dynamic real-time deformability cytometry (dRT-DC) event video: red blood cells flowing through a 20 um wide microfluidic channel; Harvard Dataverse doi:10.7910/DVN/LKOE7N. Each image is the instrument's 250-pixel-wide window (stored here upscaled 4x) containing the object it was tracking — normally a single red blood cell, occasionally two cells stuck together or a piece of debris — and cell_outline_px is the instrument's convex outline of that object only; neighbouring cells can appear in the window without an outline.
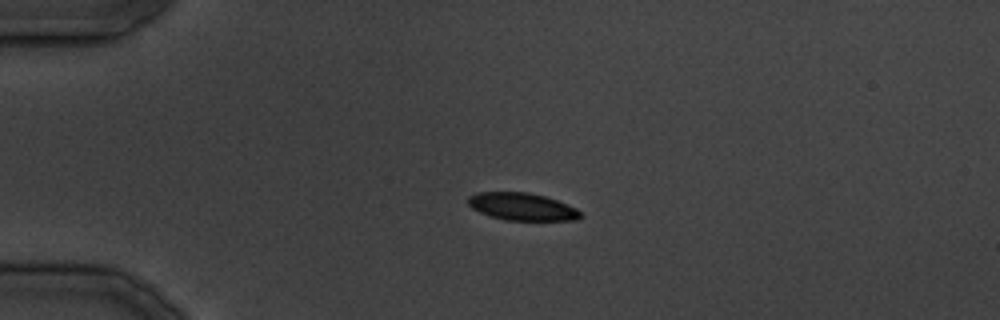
{"species": "common noctule bat (a hibernating species)", "species_latin": "Nyctalus noctula", "temperature_condition": "cold", "stored_images_in_passage": 38, "segment_of_instrument_passage": [1, 2], "camera_frame_rate_fps": 3000, "um_per_image_px": 0.085, "animal": {"sex": "male", "body_mass_g": 19.5, "forearm_length_mm": 54.6}, "frame": {"image": 1, "passage_image": 9, "time_ms": 10.0, "image_size_px": [1000, 320], "cell_outline_px": [[584, 216], [576, 220], [504, 220], [488, 216], [472, 208], [468, 204], [468, 196], [476, 192], [528, 192], [544, 196], [556, 200], [576, 208]], "centroid_in_image_um": [44.35, 17.57], "position_along_channel_um": 40.6, "area_um2": 18.03}}
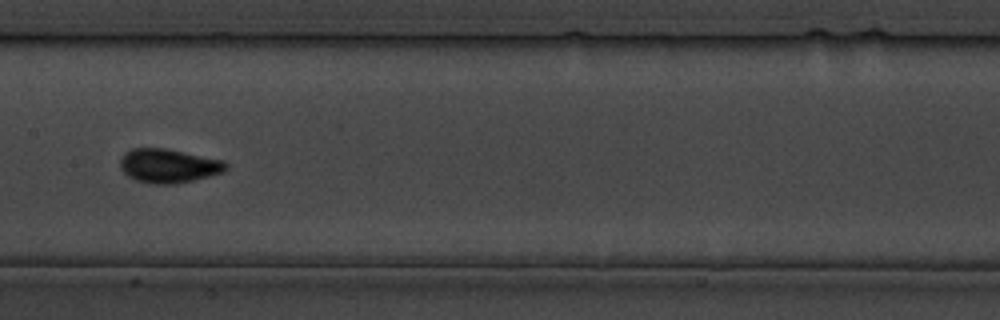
{"frame": {"image": 2, "passage_image": 19, "time_ms": 22.333, "image_size_px": [1000, 320], "cell_outline_px": [[228, 168], [224, 172], [176, 184], [152, 184], [136, 180], [128, 176], [120, 168], [120, 160], [124, 152], [132, 148], [164, 148], [224, 160], [228, 164]], "centroid_in_image_um": [14.32, 14.09], "position_along_channel_um": 193.1, "area_um2": 20.98}}
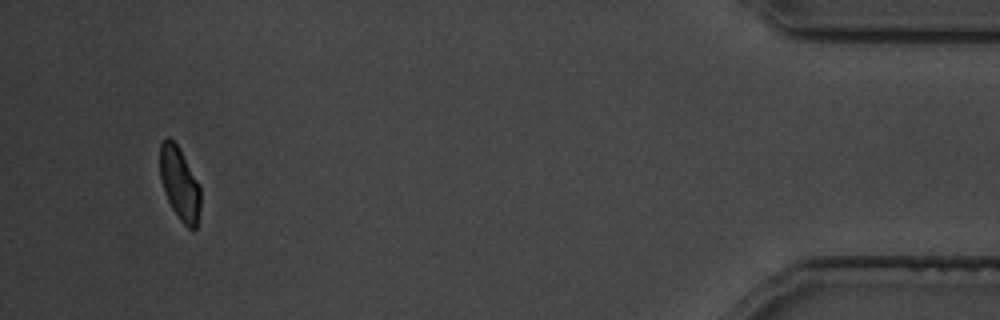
{"frame": {"image": 3, "passage_image": 35, "time_ms": 41.667, "image_size_px": [1000, 320], "cell_outline_px": [[200, 208], [196, 228], [188, 228], [180, 220], [172, 208], [164, 192], [160, 176], [160, 144], [168, 136], [180, 148], [200, 184]], "centroid_in_image_um": [15.27, 15.59], "position_along_channel_um": 419.9, "area_um2": 17.28}}